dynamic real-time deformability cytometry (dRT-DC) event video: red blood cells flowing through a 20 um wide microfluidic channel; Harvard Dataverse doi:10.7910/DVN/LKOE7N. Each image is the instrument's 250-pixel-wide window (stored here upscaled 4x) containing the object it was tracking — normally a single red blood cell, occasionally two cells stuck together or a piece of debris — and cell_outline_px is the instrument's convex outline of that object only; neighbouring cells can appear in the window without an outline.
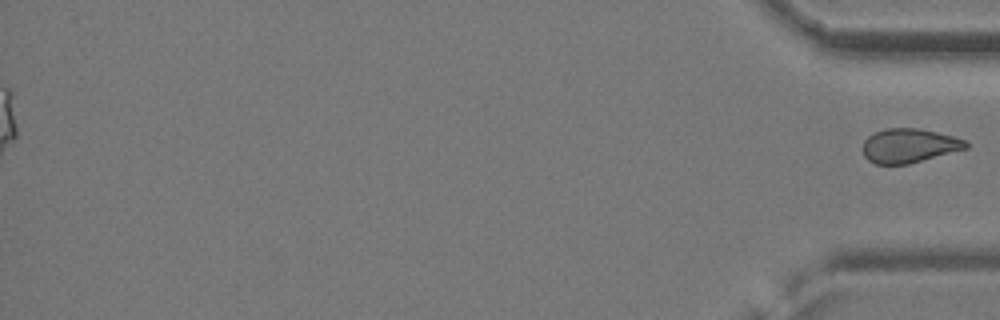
{"species": "common noctule bat (a hibernating species)", "species_latin": "Nyctalus noctula", "temperature_condition": "cold", "stored_images_in_passage": 54, "segment_of_instrument_passage": [2, 2], "camera_frame_rate_fps": 3000, "um_per_image_px": 0.085, "animal": {"sex": "female", "body_mass_g": 24.6, "forearm_length_mm": 56.2}, "frame": {"image": 1, "passage_image": 54, "time_ms": 17.667, "image_size_px": [1000, 320], "cell_outline_px": [[968, 148], [908, 164], [876, 164], [868, 160], [864, 156], [860, 148], [864, 140], [872, 132], [884, 128], [920, 128], [968, 140]], "centroid_in_image_um": [77.23, 12.37], "position_along_channel_um": 358.0, "area_um2": 20.81}}